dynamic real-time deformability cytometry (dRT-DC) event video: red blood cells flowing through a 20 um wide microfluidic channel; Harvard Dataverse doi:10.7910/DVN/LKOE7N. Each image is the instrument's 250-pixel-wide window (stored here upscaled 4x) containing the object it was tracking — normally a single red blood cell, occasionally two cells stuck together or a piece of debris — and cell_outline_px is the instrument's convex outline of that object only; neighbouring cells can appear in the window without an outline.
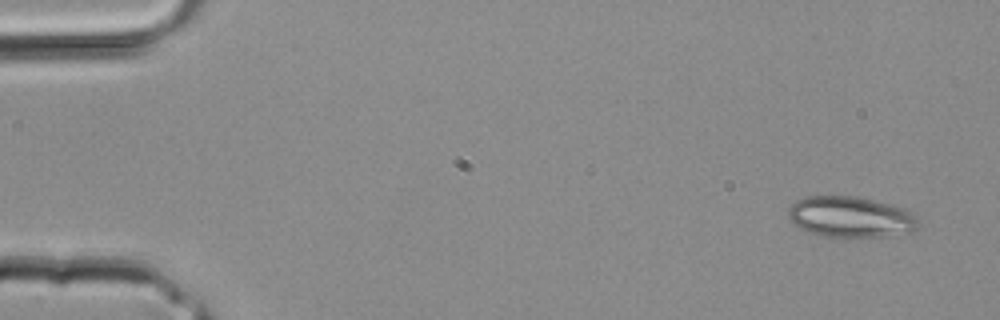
{"species": "common noctule bat (a hibernating species)", "species_latin": "Nyctalus noctula", "temperature_condition": "room temperature", "stored_images_in_passage": 4, "segment_of_instrument_passage": [1, 2], "camera_frame_rate_fps": 3000, "um_per_image_px": 0.085, "animal": {"sex": "male", "body_mass_g": 20.4}, "frame": {"image": 1, "passage_image": 1, "time_ms": 0.0, "image_size_px": [1000, 320], "cell_outline_px": [[920, 224], [916, 228], [908, 232], [884, 236], [820, 236], [808, 232], [792, 224], [788, 216], [788, 208], [796, 200], [804, 196], [856, 196], [904, 208], [912, 212]], "centroid_in_image_um": [72.25, 18.43], "position_along_channel_um": 12.8, "area_um2": 30.87}}